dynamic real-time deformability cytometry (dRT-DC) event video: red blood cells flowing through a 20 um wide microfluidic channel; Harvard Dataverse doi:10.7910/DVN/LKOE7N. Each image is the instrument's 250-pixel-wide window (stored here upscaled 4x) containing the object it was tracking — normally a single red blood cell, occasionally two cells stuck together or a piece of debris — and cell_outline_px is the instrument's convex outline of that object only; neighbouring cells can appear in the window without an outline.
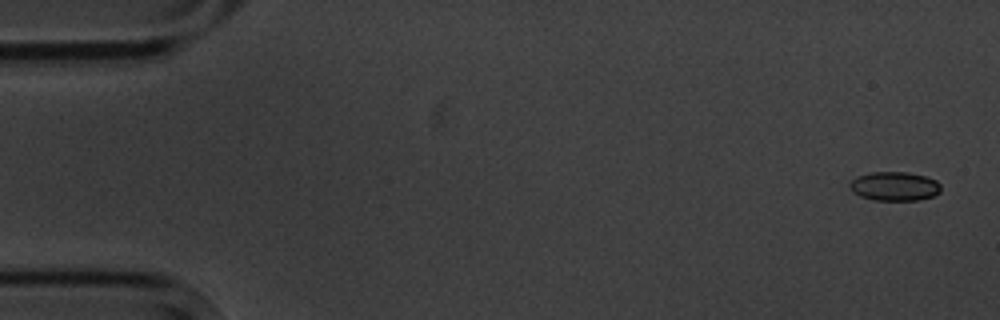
{"species": "common noctule bat (a hibernating species)", "species_latin": "Nyctalus noctula", "temperature_condition": "cold", "stored_images_in_passage": 5, "segment_of_instrument_passage": [2, 2], "camera_frame_rate_fps": 3000, "um_per_image_px": 0.085, "animal": {"sex": "male", "body_mass_g": 20.1, "forearm_length_mm": 53.5}, "frame": {"image": 1, "passage_image": 5, "time_ms": 4.667, "image_size_px": [1000, 320], "cell_outline_px": [[940, 192], [932, 196], [920, 200], [872, 200], [860, 196], [852, 192], [848, 188], [848, 184], [856, 176], [872, 172], [908, 172], [928, 176], [936, 180], [940, 184]], "centroid_in_image_um": [76.01, 15.83], "position_along_channel_um": 9.0, "area_um2": 15.66}}